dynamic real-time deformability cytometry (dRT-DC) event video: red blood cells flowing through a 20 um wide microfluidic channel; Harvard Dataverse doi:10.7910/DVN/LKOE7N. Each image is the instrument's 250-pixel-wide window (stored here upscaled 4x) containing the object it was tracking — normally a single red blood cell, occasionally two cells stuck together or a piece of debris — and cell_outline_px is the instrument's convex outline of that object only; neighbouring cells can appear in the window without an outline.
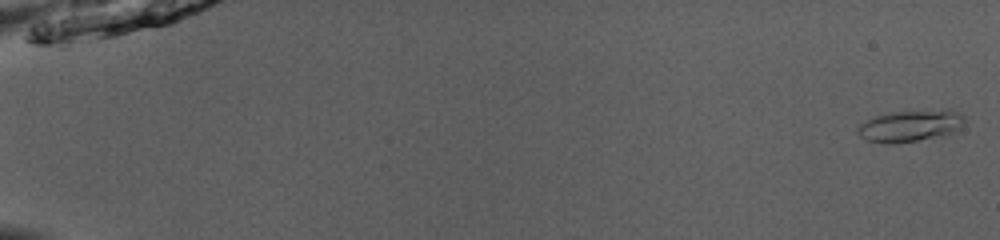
{"species": "common noctule bat (a hibernating species)", "species_latin": "Nyctalus noctula", "temperature_condition": "room temperature", "stored_images_in_passage": 2, "camera_frame_rate_fps": 3000, "um_per_image_px": 0.085, "animal": {"sex": "male", "body_mass_g": 13.0, "forearm_length_mm": 53.1}, "frame": {"image": 1, "passage_image": 1, "time_ms": 0.0, "image_size_px": [1000, 240], "cell_outline_px": [[964, 124], [960, 128], [948, 136], [892, 144], [888, 144], [868, 140], [860, 136], [856, 132], [856, 128], [860, 124], [876, 116], [888, 112], [944, 108], [952, 108], [960, 112], [964, 116]], "centroid_in_image_um": [77.46, 10.67], "position_along_channel_um": 7.5, "area_um2": 20.46}}